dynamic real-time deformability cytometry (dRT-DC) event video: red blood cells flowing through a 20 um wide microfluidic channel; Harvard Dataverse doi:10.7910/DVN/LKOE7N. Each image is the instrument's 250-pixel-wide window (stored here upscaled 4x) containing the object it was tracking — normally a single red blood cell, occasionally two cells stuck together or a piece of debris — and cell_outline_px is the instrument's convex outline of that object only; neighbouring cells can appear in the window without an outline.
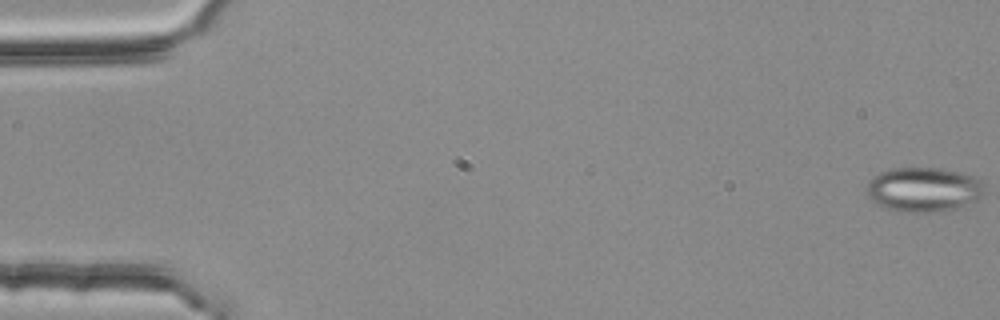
{"species": "common noctule bat (a hibernating species)", "species_latin": "Nyctalus noctula", "temperature_condition": "room temperature", "stored_images_in_passage": 4, "camera_frame_rate_fps": 3000, "um_per_image_px": 0.085, "animal": {"sex": "female", "body_mass_g": 25.1}, "frame": {"image": 1, "passage_image": 1, "time_ms": 0.0, "image_size_px": [1000, 320], "cell_outline_px": [[984, 196], [980, 200], [964, 208], [944, 212], [896, 212], [884, 208], [876, 204], [868, 196], [868, 180], [872, 176], [880, 172], [892, 168], [940, 168], [964, 172], [980, 176], [984, 184]], "centroid_in_image_um": [78.61, 16.13], "position_along_channel_um": 6.4, "area_um2": 31.85}}